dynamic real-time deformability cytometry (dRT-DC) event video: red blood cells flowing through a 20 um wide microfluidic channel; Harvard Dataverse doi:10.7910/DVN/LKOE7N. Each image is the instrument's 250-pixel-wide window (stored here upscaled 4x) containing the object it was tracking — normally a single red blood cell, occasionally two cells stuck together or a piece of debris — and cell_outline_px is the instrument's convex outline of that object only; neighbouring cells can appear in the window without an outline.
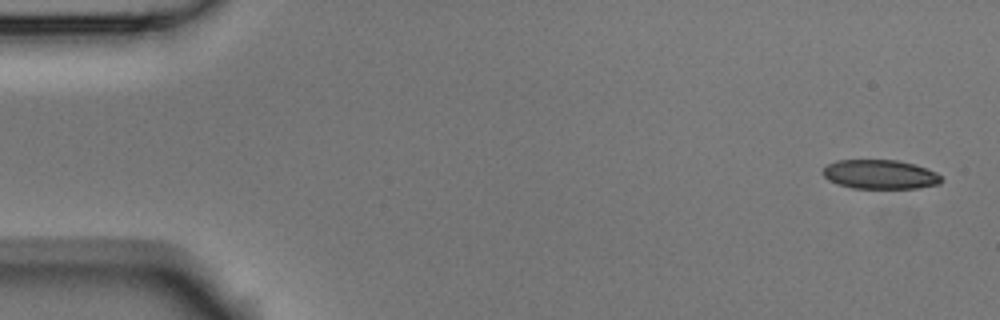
{"species": "Egyptian fruit bat (a non-hibernating species)", "species_latin": "Rousettus aegyptiacus", "temperature_condition": "room temperature", "stored_images_in_passage": 5, "segment_of_instrument_passage": [1, 2], "camera_frame_rate_fps": 3000, "um_per_image_px": 0.085, "animal": {"sex": "male"}, "frame": {"image": 1, "passage_image": 1, "time_ms": 0.0, "image_size_px": [1000, 320], "cell_outline_px": [[944, 180], [940, 184], [916, 188], [852, 188], [836, 184], [828, 180], [820, 172], [828, 164], [836, 160], [896, 160], [912, 164], [936, 172]], "centroid_in_image_um": [74.77, 14.83], "position_along_channel_um": 10.2, "area_um2": 20.17}}